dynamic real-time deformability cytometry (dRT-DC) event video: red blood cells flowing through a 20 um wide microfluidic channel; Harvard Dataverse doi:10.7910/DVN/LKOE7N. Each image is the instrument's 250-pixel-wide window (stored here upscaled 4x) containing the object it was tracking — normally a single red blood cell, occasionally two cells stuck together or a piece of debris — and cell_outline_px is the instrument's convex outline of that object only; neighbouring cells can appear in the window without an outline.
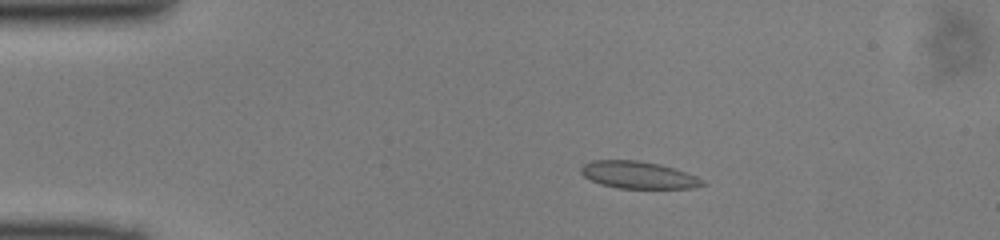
{"species": "common noctule bat (a hibernating species)", "species_latin": "Nyctalus noctula", "temperature_condition": "cold", "stored_images_in_passage": 49, "camera_frame_rate_fps": 3000, "um_per_image_px": 0.085, "animal": {"sex": "male", "body_mass_g": 13.0, "forearm_length_mm": 53.1}, "frame": {"image": 1, "passage_image": 9, "time_ms": 2.667, "image_size_px": [1000, 240], "cell_outline_px": [[708, 184], [692, 188], [616, 188], [600, 184], [584, 176], [580, 172], [580, 168], [584, 164], [592, 160], [636, 160], [660, 164], [696, 176], [704, 180]], "centroid_in_image_um": [54.25, 14.87], "position_along_channel_um": 30.8, "area_um2": 19.19}}
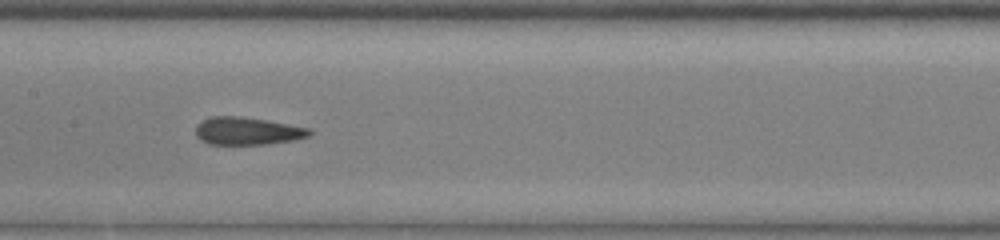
{"frame": {"image": 2, "passage_image": 24, "time_ms": 7.667, "image_size_px": [1000, 240], "cell_outline_px": [[312, 132], [308, 136], [296, 140], [268, 144], [208, 144], [200, 140], [196, 136], [196, 124], [200, 120], [212, 116], [240, 116], [268, 120], [312, 128]], "centroid_in_image_um": [21.03, 11.13], "position_along_channel_um": 186.4, "area_um2": 18.67}}
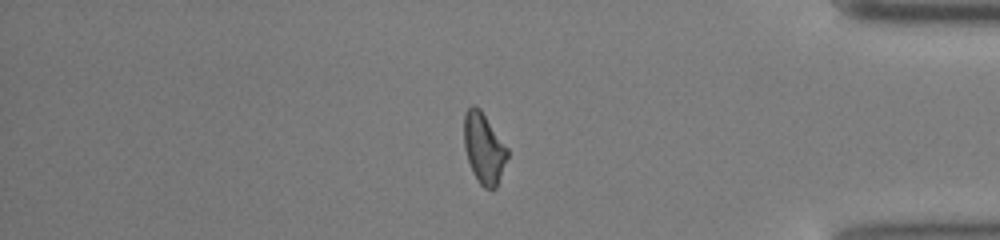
{"frame": {"image": 3, "passage_image": 41, "time_ms": 13.333, "image_size_px": [1000, 240], "cell_outline_px": [[508, 156], [496, 188], [484, 188], [476, 180], [472, 172], [464, 148], [464, 116], [468, 108], [472, 104], [476, 104], [480, 108], [508, 148]], "centroid_in_image_um": [41.12, 12.58], "position_along_channel_um": 394.1, "area_um2": 17.92}}